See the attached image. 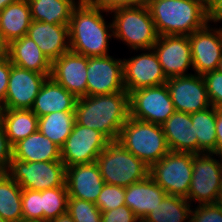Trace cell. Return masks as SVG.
I'll return each mask as SVG.
<instances>
[{
  "instance_id": "cell-49",
  "label": "cell",
  "mask_w": 222,
  "mask_h": 222,
  "mask_svg": "<svg viewBox=\"0 0 222 222\" xmlns=\"http://www.w3.org/2000/svg\"><path fill=\"white\" fill-rule=\"evenodd\" d=\"M200 3L204 4L206 7H208V5L210 4L211 0H197Z\"/></svg>"
},
{
  "instance_id": "cell-52",
  "label": "cell",
  "mask_w": 222,
  "mask_h": 222,
  "mask_svg": "<svg viewBox=\"0 0 222 222\" xmlns=\"http://www.w3.org/2000/svg\"><path fill=\"white\" fill-rule=\"evenodd\" d=\"M0 222H9L0 217Z\"/></svg>"
},
{
  "instance_id": "cell-45",
  "label": "cell",
  "mask_w": 222,
  "mask_h": 222,
  "mask_svg": "<svg viewBox=\"0 0 222 222\" xmlns=\"http://www.w3.org/2000/svg\"><path fill=\"white\" fill-rule=\"evenodd\" d=\"M9 43L0 34V60L8 58Z\"/></svg>"
},
{
  "instance_id": "cell-46",
  "label": "cell",
  "mask_w": 222,
  "mask_h": 222,
  "mask_svg": "<svg viewBox=\"0 0 222 222\" xmlns=\"http://www.w3.org/2000/svg\"><path fill=\"white\" fill-rule=\"evenodd\" d=\"M49 222H75L68 212L59 215L57 218L52 219Z\"/></svg>"
},
{
  "instance_id": "cell-41",
  "label": "cell",
  "mask_w": 222,
  "mask_h": 222,
  "mask_svg": "<svg viewBox=\"0 0 222 222\" xmlns=\"http://www.w3.org/2000/svg\"><path fill=\"white\" fill-rule=\"evenodd\" d=\"M12 160V145L10 144L4 128L0 125V175L9 173Z\"/></svg>"
},
{
  "instance_id": "cell-24",
  "label": "cell",
  "mask_w": 222,
  "mask_h": 222,
  "mask_svg": "<svg viewBox=\"0 0 222 222\" xmlns=\"http://www.w3.org/2000/svg\"><path fill=\"white\" fill-rule=\"evenodd\" d=\"M8 57L13 65L41 74H51L52 62L27 35L9 43Z\"/></svg>"
},
{
  "instance_id": "cell-1",
  "label": "cell",
  "mask_w": 222,
  "mask_h": 222,
  "mask_svg": "<svg viewBox=\"0 0 222 222\" xmlns=\"http://www.w3.org/2000/svg\"><path fill=\"white\" fill-rule=\"evenodd\" d=\"M110 13L89 0H80L74 7L69 23L70 51L86 57L110 55L109 41L114 38Z\"/></svg>"
},
{
  "instance_id": "cell-28",
  "label": "cell",
  "mask_w": 222,
  "mask_h": 222,
  "mask_svg": "<svg viewBox=\"0 0 222 222\" xmlns=\"http://www.w3.org/2000/svg\"><path fill=\"white\" fill-rule=\"evenodd\" d=\"M32 20L69 25L74 7L80 0H27Z\"/></svg>"
},
{
  "instance_id": "cell-10",
  "label": "cell",
  "mask_w": 222,
  "mask_h": 222,
  "mask_svg": "<svg viewBox=\"0 0 222 222\" xmlns=\"http://www.w3.org/2000/svg\"><path fill=\"white\" fill-rule=\"evenodd\" d=\"M129 107L130 117L159 125L175 112L166 84L132 91L129 94Z\"/></svg>"
},
{
  "instance_id": "cell-29",
  "label": "cell",
  "mask_w": 222,
  "mask_h": 222,
  "mask_svg": "<svg viewBox=\"0 0 222 222\" xmlns=\"http://www.w3.org/2000/svg\"><path fill=\"white\" fill-rule=\"evenodd\" d=\"M192 207L186 198L167 194L141 222H190Z\"/></svg>"
},
{
  "instance_id": "cell-19",
  "label": "cell",
  "mask_w": 222,
  "mask_h": 222,
  "mask_svg": "<svg viewBox=\"0 0 222 222\" xmlns=\"http://www.w3.org/2000/svg\"><path fill=\"white\" fill-rule=\"evenodd\" d=\"M65 184L69 198L96 203L105 184L96 162L66 167Z\"/></svg>"
},
{
  "instance_id": "cell-4",
  "label": "cell",
  "mask_w": 222,
  "mask_h": 222,
  "mask_svg": "<svg viewBox=\"0 0 222 222\" xmlns=\"http://www.w3.org/2000/svg\"><path fill=\"white\" fill-rule=\"evenodd\" d=\"M110 15L113 39L126 44L130 53L134 50L152 49L158 34L148 6L118 8L110 12Z\"/></svg>"
},
{
  "instance_id": "cell-16",
  "label": "cell",
  "mask_w": 222,
  "mask_h": 222,
  "mask_svg": "<svg viewBox=\"0 0 222 222\" xmlns=\"http://www.w3.org/2000/svg\"><path fill=\"white\" fill-rule=\"evenodd\" d=\"M175 111L194 113L211 107L203 76L189 74L166 82Z\"/></svg>"
},
{
  "instance_id": "cell-47",
  "label": "cell",
  "mask_w": 222,
  "mask_h": 222,
  "mask_svg": "<svg viewBox=\"0 0 222 222\" xmlns=\"http://www.w3.org/2000/svg\"><path fill=\"white\" fill-rule=\"evenodd\" d=\"M17 0H0V12L9 4L16 2Z\"/></svg>"
},
{
  "instance_id": "cell-35",
  "label": "cell",
  "mask_w": 222,
  "mask_h": 222,
  "mask_svg": "<svg viewBox=\"0 0 222 222\" xmlns=\"http://www.w3.org/2000/svg\"><path fill=\"white\" fill-rule=\"evenodd\" d=\"M124 199L125 187L104 184L95 204L101 212H104L125 205Z\"/></svg>"
},
{
  "instance_id": "cell-51",
  "label": "cell",
  "mask_w": 222,
  "mask_h": 222,
  "mask_svg": "<svg viewBox=\"0 0 222 222\" xmlns=\"http://www.w3.org/2000/svg\"><path fill=\"white\" fill-rule=\"evenodd\" d=\"M19 222H47V221H34V220H20Z\"/></svg>"
},
{
  "instance_id": "cell-31",
  "label": "cell",
  "mask_w": 222,
  "mask_h": 222,
  "mask_svg": "<svg viewBox=\"0 0 222 222\" xmlns=\"http://www.w3.org/2000/svg\"><path fill=\"white\" fill-rule=\"evenodd\" d=\"M75 112H53L38 118V130L60 148L71 134Z\"/></svg>"
},
{
  "instance_id": "cell-3",
  "label": "cell",
  "mask_w": 222,
  "mask_h": 222,
  "mask_svg": "<svg viewBox=\"0 0 222 222\" xmlns=\"http://www.w3.org/2000/svg\"><path fill=\"white\" fill-rule=\"evenodd\" d=\"M158 36L191 35L208 24L207 7L197 0H149Z\"/></svg>"
},
{
  "instance_id": "cell-39",
  "label": "cell",
  "mask_w": 222,
  "mask_h": 222,
  "mask_svg": "<svg viewBox=\"0 0 222 222\" xmlns=\"http://www.w3.org/2000/svg\"><path fill=\"white\" fill-rule=\"evenodd\" d=\"M101 222H141V221L127 205H122L116 209L102 212Z\"/></svg>"
},
{
  "instance_id": "cell-21",
  "label": "cell",
  "mask_w": 222,
  "mask_h": 222,
  "mask_svg": "<svg viewBox=\"0 0 222 222\" xmlns=\"http://www.w3.org/2000/svg\"><path fill=\"white\" fill-rule=\"evenodd\" d=\"M78 98L47 77L37 94L31 110L39 118L53 112L75 111Z\"/></svg>"
},
{
  "instance_id": "cell-42",
  "label": "cell",
  "mask_w": 222,
  "mask_h": 222,
  "mask_svg": "<svg viewBox=\"0 0 222 222\" xmlns=\"http://www.w3.org/2000/svg\"><path fill=\"white\" fill-rule=\"evenodd\" d=\"M11 62L9 57L0 60V104L5 100L8 88Z\"/></svg>"
},
{
  "instance_id": "cell-37",
  "label": "cell",
  "mask_w": 222,
  "mask_h": 222,
  "mask_svg": "<svg viewBox=\"0 0 222 222\" xmlns=\"http://www.w3.org/2000/svg\"><path fill=\"white\" fill-rule=\"evenodd\" d=\"M211 106L222 108V73L218 70L203 75Z\"/></svg>"
},
{
  "instance_id": "cell-20",
  "label": "cell",
  "mask_w": 222,
  "mask_h": 222,
  "mask_svg": "<svg viewBox=\"0 0 222 222\" xmlns=\"http://www.w3.org/2000/svg\"><path fill=\"white\" fill-rule=\"evenodd\" d=\"M27 36L39 46L51 62L70 51L69 25L32 20Z\"/></svg>"
},
{
  "instance_id": "cell-15",
  "label": "cell",
  "mask_w": 222,
  "mask_h": 222,
  "mask_svg": "<svg viewBox=\"0 0 222 222\" xmlns=\"http://www.w3.org/2000/svg\"><path fill=\"white\" fill-rule=\"evenodd\" d=\"M188 37L192 53L193 73L203 76L217 70L222 57L221 27H214V24L208 23L204 28L194 31Z\"/></svg>"
},
{
  "instance_id": "cell-34",
  "label": "cell",
  "mask_w": 222,
  "mask_h": 222,
  "mask_svg": "<svg viewBox=\"0 0 222 222\" xmlns=\"http://www.w3.org/2000/svg\"><path fill=\"white\" fill-rule=\"evenodd\" d=\"M67 212L75 222H101V210L86 200L68 198Z\"/></svg>"
},
{
  "instance_id": "cell-18",
  "label": "cell",
  "mask_w": 222,
  "mask_h": 222,
  "mask_svg": "<svg viewBox=\"0 0 222 222\" xmlns=\"http://www.w3.org/2000/svg\"><path fill=\"white\" fill-rule=\"evenodd\" d=\"M77 98L86 96L87 57L68 51L52 62L51 75Z\"/></svg>"
},
{
  "instance_id": "cell-33",
  "label": "cell",
  "mask_w": 222,
  "mask_h": 222,
  "mask_svg": "<svg viewBox=\"0 0 222 222\" xmlns=\"http://www.w3.org/2000/svg\"><path fill=\"white\" fill-rule=\"evenodd\" d=\"M68 192L66 184L42 191L43 221H51L67 212Z\"/></svg>"
},
{
  "instance_id": "cell-8",
  "label": "cell",
  "mask_w": 222,
  "mask_h": 222,
  "mask_svg": "<svg viewBox=\"0 0 222 222\" xmlns=\"http://www.w3.org/2000/svg\"><path fill=\"white\" fill-rule=\"evenodd\" d=\"M194 155L170 151L149 168V176L167 194L186 198L192 180Z\"/></svg>"
},
{
  "instance_id": "cell-7",
  "label": "cell",
  "mask_w": 222,
  "mask_h": 222,
  "mask_svg": "<svg viewBox=\"0 0 222 222\" xmlns=\"http://www.w3.org/2000/svg\"><path fill=\"white\" fill-rule=\"evenodd\" d=\"M222 187V156L197 153L193 156V174L186 199L194 205L215 204Z\"/></svg>"
},
{
  "instance_id": "cell-6",
  "label": "cell",
  "mask_w": 222,
  "mask_h": 222,
  "mask_svg": "<svg viewBox=\"0 0 222 222\" xmlns=\"http://www.w3.org/2000/svg\"><path fill=\"white\" fill-rule=\"evenodd\" d=\"M105 184L128 187L144 180L149 167L118 141H110L96 159Z\"/></svg>"
},
{
  "instance_id": "cell-36",
  "label": "cell",
  "mask_w": 222,
  "mask_h": 222,
  "mask_svg": "<svg viewBox=\"0 0 222 222\" xmlns=\"http://www.w3.org/2000/svg\"><path fill=\"white\" fill-rule=\"evenodd\" d=\"M23 219L43 221L42 191L22 189Z\"/></svg>"
},
{
  "instance_id": "cell-25",
  "label": "cell",
  "mask_w": 222,
  "mask_h": 222,
  "mask_svg": "<svg viewBox=\"0 0 222 222\" xmlns=\"http://www.w3.org/2000/svg\"><path fill=\"white\" fill-rule=\"evenodd\" d=\"M12 159L24 162L61 161V148L37 130L12 146Z\"/></svg>"
},
{
  "instance_id": "cell-5",
  "label": "cell",
  "mask_w": 222,
  "mask_h": 222,
  "mask_svg": "<svg viewBox=\"0 0 222 222\" xmlns=\"http://www.w3.org/2000/svg\"><path fill=\"white\" fill-rule=\"evenodd\" d=\"M117 141L149 168L170 152L162 126L129 116Z\"/></svg>"
},
{
  "instance_id": "cell-9",
  "label": "cell",
  "mask_w": 222,
  "mask_h": 222,
  "mask_svg": "<svg viewBox=\"0 0 222 222\" xmlns=\"http://www.w3.org/2000/svg\"><path fill=\"white\" fill-rule=\"evenodd\" d=\"M8 175L22 189L43 191L65 185L66 166L62 161L24 162L12 159Z\"/></svg>"
},
{
  "instance_id": "cell-11",
  "label": "cell",
  "mask_w": 222,
  "mask_h": 222,
  "mask_svg": "<svg viewBox=\"0 0 222 222\" xmlns=\"http://www.w3.org/2000/svg\"><path fill=\"white\" fill-rule=\"evenodd\" d=\"M109 142L101 132L75 122L61 147V161L66 167L94 163Z\"/></svg>"
},
{
  "instance_id": "cell-48",
  "label": "cell",
  "mask_w": 222,
  "mask_h": 222,
  "mask_svg": "<svg viewBox=\"0 0 222 222\" xmlns=\"http://www.w3.org/2000/svg\"><path fill=\"white\" fill-rule=\"evenodd\" d=\"M216 204L219 205L222 208V187L220 189L219 195H218V199L216 201Z\"/></svg>"
},
{
  "instance_id": "cell-27",
  "label": "cell",
  "mask_w": 222,
  "mask_h": 222,
  "mask_svg": "<svg viewBox=\"0 0 222 222\" xmlns=\"http://www.w3.org/2000/svg\"><path fill=\"white\" fill-rule=\"evenodd\" d=\"M0 125L13 146L38 130V117L31 109H0Z\"/></svg>"
},
{
  "instance_id": "cell-13",
  "label": "cell",
  "mask_w": 222,
  "mask_h": 222,
  "mask_svg": "<svg viewBox=\"0 0 222 222\" xmlns=\"http://www.w3.org/2000/svg\"><path fill=\"white\" fill-rule=\"evenodd\" d=\"M124 90L121 58L110 55L87 57L86 96L112 94Z\"/></svg>"
},
{
  "instance_id": "cell-50",
  "label": "cell",
  "mask_w": 222,
  "mask_h": 222,
  "mask_svg": "<svg viewBox=\"0 0 222 222\" xmlns=\"http://www.w3.org/2000/svg\"><path fill=\"white\" fill-rule=\"evenodd\" d=\"M217 70L222 73V57H221V60L219 61V65H218V68Z\"/></svg>"
},
{
  "instance_id": "cell-26",
  "label": "cell",
  "mask_w": 222,
  "mask_h": 222,
  "mask_svg": "<svg viewBox=\"0 0 222 222\" xmlns=\"http://www.w3.org/2000/svg\"><path fill=\"white\" fill-rule=\"evenodd\" d=\"M32 18L27 0H17L0 12V34L10 43L27 35Z\"/></svg>"
},
{
  "instance_id": "cell-22",
  "label": "cell",
  "mask_w": 222,
  "mask_h": 222,
  "mask_svg": "<svg viewBox=\"0 0 222 222\" xmlns=\"http://www.w3.org/2000/svg\"><path fill=\"white\" fill-rule=\"evenodd\" d=\"M161 126L170 151L198 153V139L190 113L175 111Z\"/></svg>"
},
{
  "instance_id": "cell-32",
  "label": "cell",
  "mask_w": 222,
  "mask_h": 222,
  "mask_svg": "<svg viewBox=\"0 0 222 222\" xmlns=\"http://www.w3.org/2000/svg\"><path fill=\"white\" fill-rule=\"evenodd\" d=\"M22 188L8 174L0 175V217L9 222L23 220Z\"/></svg>"
},
{
  "instance_id": "cell-43",
  "label": "cell",
  "mask_w": 222,
  "mask_h": 222,
  "mask_svg": "<svg viewBox=\"0 0 222 222\" xmlns=\"http://www.w3.org/2000/svg\"><path fill=\"white\" fill-rule=\"evenodd\" d=\"M208 23L218 27L222 23V0H211L207 7Z\"/></svg>"
},
{
  "instance_id": "cell-14",
  "label": "cell",
  "mask_w": 222,
  "mask_h": 222,
  "mask_svg": "<svg viewBox=\"0 0 222 222\" xmlns=\"http://www.w3.org/2000/svg\"><path fill=\"white\" fill-rule=\"evenodd\" d=\"M167 79L192 74V53L187 35L158 36L152 47Z\"/></svg>"
},
{
  "instance_id": "cell-30",
  "label": "cell",
  "mask_w": 222,
  "mask_h": 222,
  "mask_svg": "<svg viewBox=\"0 0 222 222\" xmlns=\"http://www.w3.org/2000/svg\"><path fill=\"white\" fill-rule=\"evenodd\" d=\"M190 115L198 139V153H217L216 108L211 106Z\"/></svg>"
},
{
  "instance_id": "cell-38",
  "label": "cell",
  "mask_w": 222,
  "mask_h": 222,
  "mask_svg": "<svg viewBox=\"0 0 222 222\" xmlns=\"http://www.w3.org/2000/svg\"><path fill=\"white\" fill-rule=\"evenodd\" d=\"M190 222H222V208L216 203L194 205L190 213Z\"/></svg>"
},
{
  "instance_id": "cell-17",
  "label": "cell",
  "mask_w": 222,
  "mask_h": 222,
  "mask_svg": "<svg viewBox=\"0 0 222 222\" xmlns=\"http://www.w3.org/2000/svg\"><path fill=\"white\" fill-rule=\"evenodd\" d=\"M51 74L30 71L11 63L5 100L0 109H31L39 90Z\"/></svg>"
},
{
  "instance_id": "cell-2",
  "label": "cell",
  "mask_w": 222,
  "mask_h": 222,
  "mask_svg": "<svg viewBox=\"0 0 222 222\" xmlns=\"http://www.w3.org/2000/svg\"><path fill=\"white\" fill-rule=\"evenodd\" d=\"M75 122L101 132L109 141H117L130 116L129 93L84 96L76 103Z\"/></svg>"
},
{
  "instance_id": "cell-23",
  "label": "cell",
  "mask_w": 222,
  "mask_h": 222,
  "mask_svg": "<svg viewBox=\"0 0 222 222\" xmlns=\"http://www.w3.org/2000/svg\"><path fill=\"white\" fill-rule=\"evenodd\" d=\"M167 193L148 175L144 180L125 187V205L142 221Z\"/></svg>"
},
{
  "instance_id": "cell-40",
  "label": "cell",
  "mask_w": 222,
  "mask_h": 222,
  "mask_svg": "<svg viewBox=\"0 0 222 222\" xmlns=\"http://www.w3.org/2000/svg\"><path fill=\"white\" fill-rule=\"evenodd\" d=\"M106 12H112L118 8L148 6L149 0H89Z\"/></svg>"
},
{
  "instance_id": "cell-44",
  "label": "cell",
  "mask_w": 222,
  "mask_h": 222,
  "mask_svg": "<svg viewBox=\"0 0 222 222\" xmlns=\"http://www.w3.org/2000/svg\"><path fill=\"white\" fill-rule=\"evenodd\" d=\"M217 154L222 156V108H216Z\"/></svg>"
},
{
  "instance_id": "cell-12",
  "label": "cell",
  "mask_w": 222,
  "mask_h": 222,
  "mask_svg": "<svg viewBox=\"0 0 222 222\" xmlns=\"http://www.w3.org/2000/svg\"><path fill=\"white\" fill-rule=\"evenodd\" d=\"M131 58H123V83L125 90L130 94L132 91L166 84L162 66L153 49L139 50Z\"/></svg>"
}]
</instances>
